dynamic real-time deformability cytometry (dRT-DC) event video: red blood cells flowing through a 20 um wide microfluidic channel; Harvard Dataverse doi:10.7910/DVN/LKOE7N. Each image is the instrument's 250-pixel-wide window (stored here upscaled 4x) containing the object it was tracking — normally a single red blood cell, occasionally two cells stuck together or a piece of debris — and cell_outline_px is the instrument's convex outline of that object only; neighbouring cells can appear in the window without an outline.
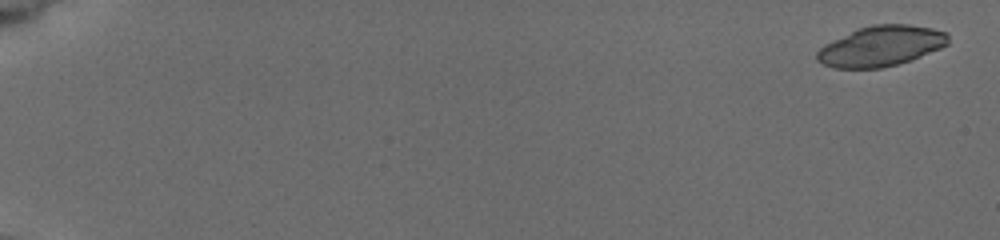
{"species": "common noctule bat (a hibernating species)", "species_latin": "Nyctalus noctula", "temperature_condition": "cold", "stored_images_in_passage": 9, "segment_of_instrument_passage": [1, 2], "camera_frame_rate_fps": 3000, "um_per_image_px": 0.085, "animal": {"sex": "female", "body_mass_g": 19.5, "forearm_length_mm": 54.1}, "frame": {"image": 1, "passage_image": 1, "time_ms": 0.0, "image_size_px": [1000, 240], "cell_outline_px": [[948, 44], [940, 48], [908, 60], [896, 64], [880, 68], [832, 68], [816, 60], [816, 52], [824, 44], [860, 28], [872, 24], [908, 24], [932, 28], [948, 32]], "centroid_in_image_um": [74.87, 3.91], "position_along_channel_um": 10.1, "area_um2": 30.52}}